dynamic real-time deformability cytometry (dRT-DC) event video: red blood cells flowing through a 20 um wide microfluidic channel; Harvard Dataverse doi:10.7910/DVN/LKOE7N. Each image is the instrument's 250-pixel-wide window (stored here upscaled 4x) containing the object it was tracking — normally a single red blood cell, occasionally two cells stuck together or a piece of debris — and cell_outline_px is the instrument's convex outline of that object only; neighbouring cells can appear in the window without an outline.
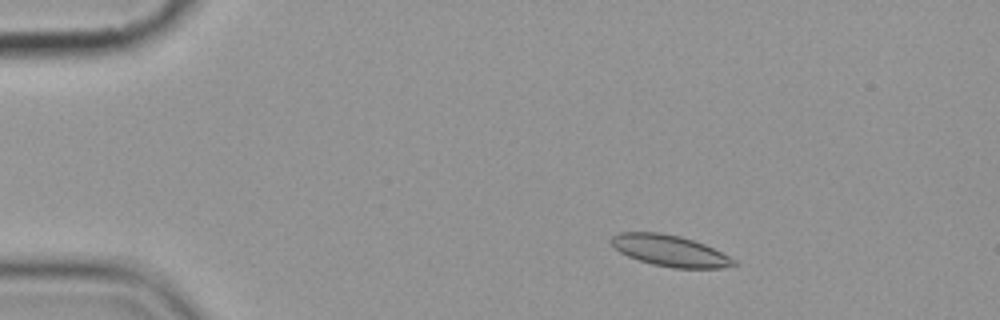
{"species": "common noctule bat (a hibernating species)", "species_latin": "Nyctalus noctula", "temperature_condition": "cold", "stored_images_in_passage": 4, "camera_frame_rate_fps": 3000, "um_per_image_px": 0.085, "animal": {"sex": "female", "body_mass_g": 19.9}, "frame": {"image": 1, "passage_image": 2, "time_ms": 1.0, "image_size_px": [1000, 320], "cell_outline_px": [[736, 264], [720, 268], [672, 268], [652, 264], [628, 256], [620, 252], [608, 240], [612, 236], [620, 232], [660, 232], [680, 236], [704, 244], [736, 260]], "centroid_in_image_um": [56.9, 21.3], "position_along_channel_um": 28.1, "area_um2": 22.08}}
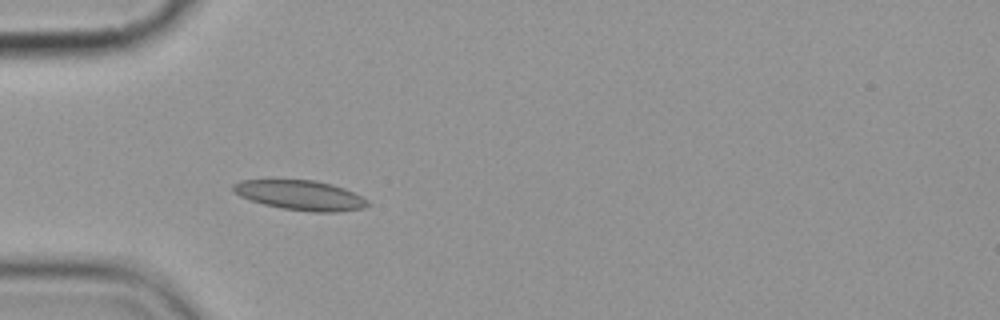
{"frame": {"image": 2, "passage_image": 4, "time_ms": 3.667, "image_size_px": [1000, 320], "cell_outline_px": [[368, 204], [364, 208], [336, 212], [312, 212], [280, 208], [264, 204], [240, 196], [232, 192], [232, 184], [240, 180], [316, 180], [332, 184], [344, 188], [368, 200]], "centroid_in_image_um": [25.5, 16.59], "position_along_channel_um": 59.5, "area_um2": 23.29}}